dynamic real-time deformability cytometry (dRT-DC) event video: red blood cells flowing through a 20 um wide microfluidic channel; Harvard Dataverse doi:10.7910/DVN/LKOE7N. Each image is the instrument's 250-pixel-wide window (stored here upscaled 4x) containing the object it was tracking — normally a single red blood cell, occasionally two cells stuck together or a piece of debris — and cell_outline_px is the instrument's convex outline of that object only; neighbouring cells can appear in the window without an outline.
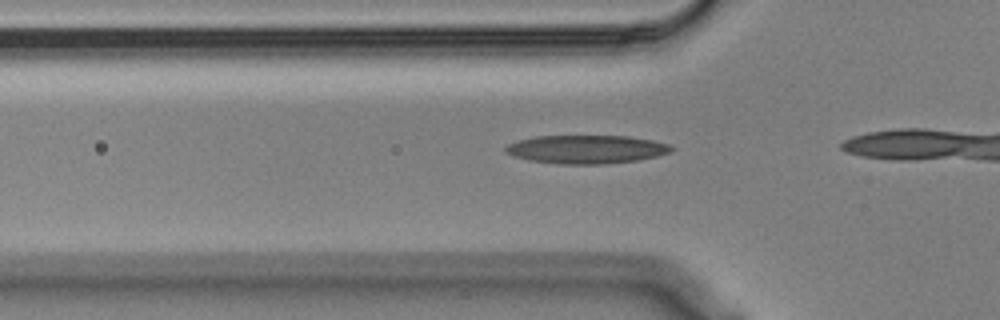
{"species": "Egyptian fruit bat (a non-hibernating species)", "species_latin": "Rousettus aegyptiacus", "temperature_condition": "cold", "stored_images_in_passage": 9, "camera_frame_rate_fps": 3000, "um_per_image_px": 0.085, "animal": {"sex": "male"}, "frame": {"image": 1, "passage_image": 4, "time_ms": 1.0, "image_size_px": [1000, 320], "cell_outline_px": [[676, 148], [668, 152], [656, 156], [640, 160], [604, 164], [560, 164], [528, 160], [512, 156], [504, 152], [504, 148], [508, 144], [520, 140], [536, 136], [628, 136], [652, 140], [668, 144]], "centroid_in_image_um": [49.82, 12.69], "position_along_channel_um": 76.0, "area_um2": 27.51}}
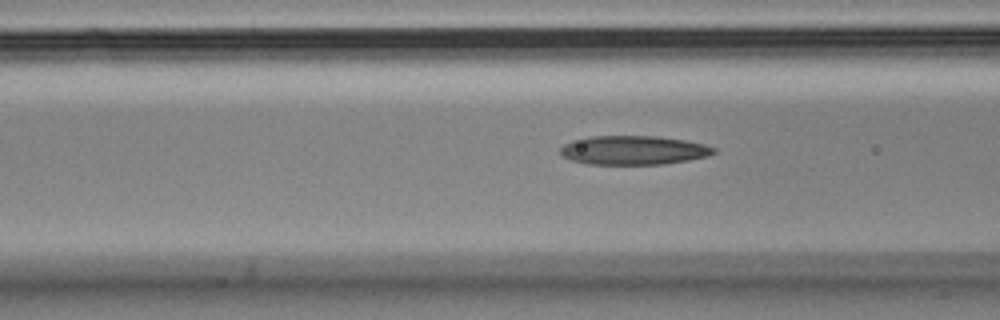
{"frame": {"image": 2, "passage_image": 7, "time_ms": 2.0, "image_size_px": [1000, 320], "cell_outline_px": [[716, 152], [708, 156], [688, 160], [664, 164], [588, 164], [572, 160], [564, 156], [560, 152], [560, 148], [564, 144], [572, 140], [592, 136], [656, 136], [684, 140], [704, 144], [716, 148]], "centroid_in_image_um": [53.86, 12.76], "position_along_channel_um": 112.7, "area_um2": 25.84}}